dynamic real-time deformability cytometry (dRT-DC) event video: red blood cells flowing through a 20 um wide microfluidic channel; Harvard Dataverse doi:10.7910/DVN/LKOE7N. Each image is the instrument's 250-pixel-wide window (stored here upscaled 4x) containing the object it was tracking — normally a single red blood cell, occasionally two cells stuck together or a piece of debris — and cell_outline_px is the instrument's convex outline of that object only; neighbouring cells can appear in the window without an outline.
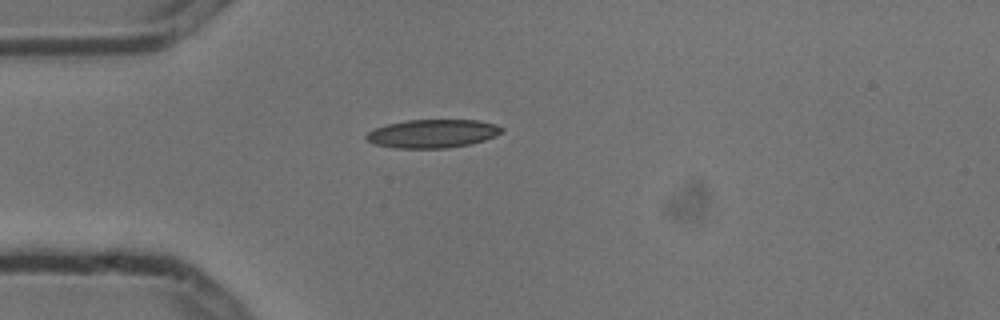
{"species": "common noctule bat (a hibernating species)", "species_latin": "Nyctalus noctula", "temperature_condition": "cold", "stored_images_in_passage": 1, "camera_frame_rate_fps": 3000, "um_per_image_px": 0.085, "animal": {"sex": "male", "body_mass_g": 13.3}, "frame": {"image": 1, "passage_image": 1, "time_ms": 0.0, "image_size_px": [1000, 320], "cell_outline_px": [[504, 128], [496, 136], [484, 140], [468, 144], [444, 148], [396, 148], [376, 144], [368, 140], [364, 136], [368, 132], [376, 128], [388, 124], [408, 120], [476, 120], [496, 124]], "centroid_in_image_um": [36.78, 11.35], "position_along_channel_um": 48.2, "area_um2": 22.14}}